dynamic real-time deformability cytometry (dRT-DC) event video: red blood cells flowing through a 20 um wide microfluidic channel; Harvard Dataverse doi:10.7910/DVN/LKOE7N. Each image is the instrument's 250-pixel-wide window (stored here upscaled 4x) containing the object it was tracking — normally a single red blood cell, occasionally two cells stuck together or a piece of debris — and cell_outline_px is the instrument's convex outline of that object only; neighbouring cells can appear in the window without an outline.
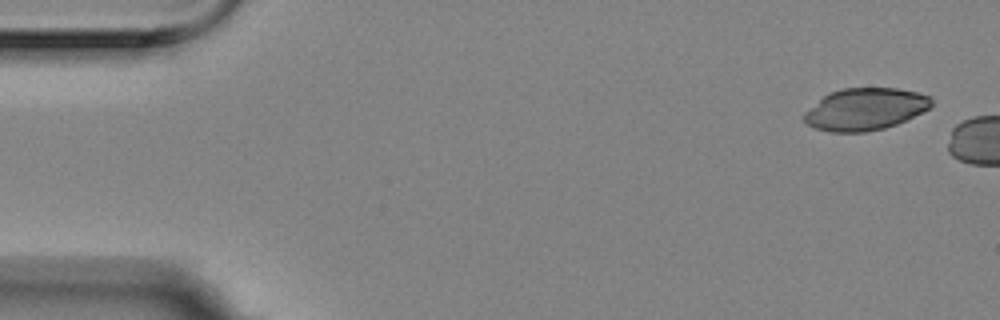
{"species": "Egyptian fruit bat (a non-hibernating species)", "species_latin": "Rousettus aegyptiacus", "temperature_condition": "room temperature", "stored_images_in_passage": 3, "camera_frame_rate_fps": 3000, "um_per_image_px": 0.085, "animal": {"sex": "female"}, "frame": {"image": 1, "passage_image": 1, "time_ms": 0.0, "image_size_px": [1000, 320], "cell_outline_px": [[932, 104], [928, 108], [896, 124], [884, 128], [864, 132], [828, 132], [816, 128], [808, 124], [804, 120], [804, 112], [828, 92], [840, 88], [896, 88], [916, 92], [932, 96]], "centroid_in_image_um": [73.51, 9.27], "position_along_channel_um": 11.5, "area_um2": 31.04}}